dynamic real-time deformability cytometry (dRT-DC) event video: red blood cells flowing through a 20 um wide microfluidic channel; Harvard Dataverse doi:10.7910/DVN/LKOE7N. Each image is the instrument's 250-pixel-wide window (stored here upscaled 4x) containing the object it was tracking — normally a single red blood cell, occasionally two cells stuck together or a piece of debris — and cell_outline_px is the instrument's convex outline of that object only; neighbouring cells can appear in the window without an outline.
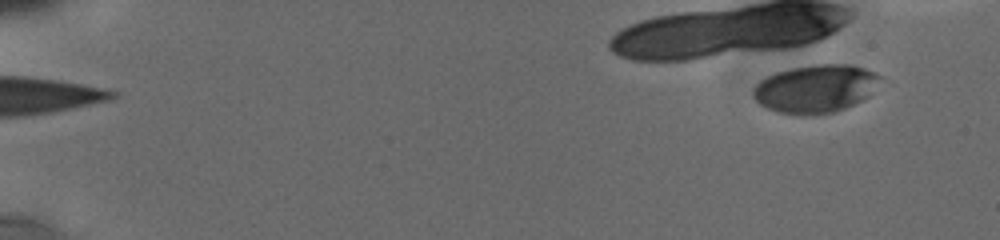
{"species": "human", "species_latin": "Homo sapiens", "temperature_condition": "cold", "stored_images_in_passage": 13, "camera_frame_rate_fps": 3000, "um_per_image_px": 0.085, "donor": {"sex": "male"}, "frame": {"image": 1, "passage_image": 3, "time_ms": 1.333, "image_size_px": [1000, 240], "cell_outline_px": [[880, 76], [868, 96], [864, 100], [836, 112], [816, 116], [800, 116], [776, 112], [760, 104], [752, 96], [752, 88], [760, 80], [776, 72], [792, 68], [820, 64], [852, 64], [876, 72]], "centroid_in_image_um": [69.28, 7.57], "position_along_channel_um": 15.7, "area_um2": 35.84}}